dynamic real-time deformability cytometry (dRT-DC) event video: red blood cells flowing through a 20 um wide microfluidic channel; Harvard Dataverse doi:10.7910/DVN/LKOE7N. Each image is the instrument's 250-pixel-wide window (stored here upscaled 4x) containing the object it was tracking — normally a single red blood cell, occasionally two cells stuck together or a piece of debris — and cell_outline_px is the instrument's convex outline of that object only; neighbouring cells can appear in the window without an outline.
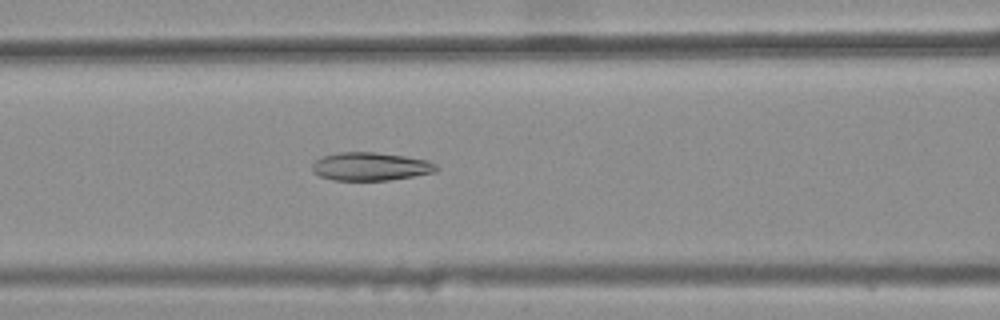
{"species": "common noctule bat (a hibernating species)", "species_latin": "Nyctalus noctula", "temperature_condition": "warm", "stored_images_in_passage": 44, "camera_frame_rate_fps": 3000, "um_per_image_px": 0.085, "animal": {"sex": "female", "body_mass_g": 25.1}, "frame": {"image": 1, "passage_image": 20, "time_ms": 6.333, "image_size_px": [1000, 320], "cell_outline_px": [[436, 172], [388, 180], [332, 180], [320, 176], [312, 172], [312, 164], [316, 160], [324, 156], [340, 152], [376, 152], [404, 156], [428, 160], [436, 164]], "centroid_in_image_um": [31.47, 14.15], "position_along_channel_um": 135.1, "area_um2": 20.29}}
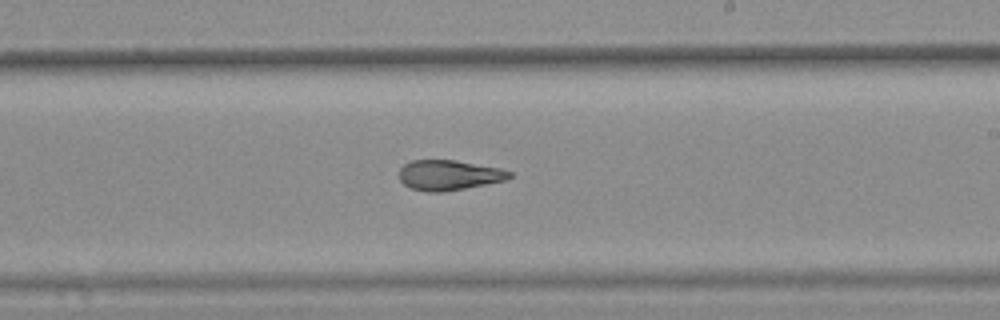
{"frame": {"image": 2, "passage_image": 29, "time_ms": 9.333, "image_size_px": [1000, 320], "cell_outline_px": [[512, 176], [504, 180], [444, 192], [428, 192], [412, 188], [404, 184], [400, 180], [400, 168], [404, 164], [412, 160], [456, 160], [500, 168], [512, 172]], "centroid_in_image_um": [38.14, 14.88], "position_along_channel_um": 250.9, "area_um2": 19.19}}
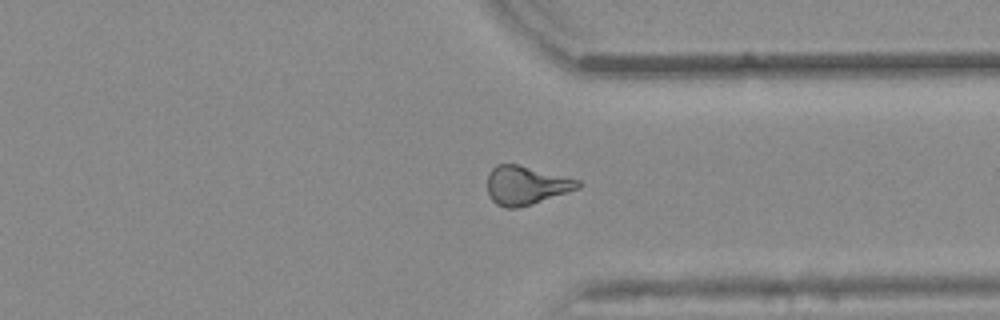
{"frame": {"image": 3, "passage_image": 38, "time_ms": 12.333, "image_size_px": [1000, 320], "cell_outline_px": [[584, 184], [580, 188], [532, 204], [516, 208], [504, 208], [496, 204], [492, 200], [488, 192], [488, 172], [496, 164], [516, 164], [580, 180]], "centroid_in_image_um": [44.72, 15.76], "position_along_channel_um": 366.7, "area_um2": 20.4}, "authors_computed_cell_mechanics": {"area_um2": 20.4323, "velocity_mm_per_s": 3.863, "shape_relaxation_time_tau1_ms": null, "shape_relaxation_time_tau2_ms": 3.2431, "deformation_change_tau1": null, "deformation_change_tau2": 0.1201}}